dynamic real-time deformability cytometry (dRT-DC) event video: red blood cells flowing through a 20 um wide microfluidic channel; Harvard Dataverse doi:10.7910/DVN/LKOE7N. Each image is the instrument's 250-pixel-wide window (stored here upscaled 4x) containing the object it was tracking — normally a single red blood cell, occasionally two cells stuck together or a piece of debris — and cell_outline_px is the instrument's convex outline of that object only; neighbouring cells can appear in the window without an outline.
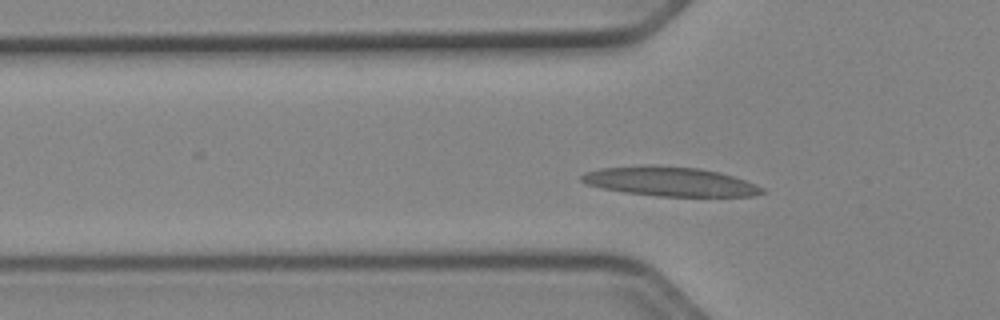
{"species": "Egyptian fruit bat (a non-hibernating species)", "species_latin": "Rousettus aegyptiacus", "temperature_condition": "cold", "stored_images_in_passage": 40, "camera_frame_rate_fps": 3000, "um_per_image_px": 0.085, "animal": {"sex": "female"}, "frame": {"image": 1, "passage_image": 4, "time_ms": 1.0, "image_size_px": [1000, 320], "cell_outline_px": [[764, 192], [756, 196], [660, 196], [624, 192], [584, 184], [580, 180], [580, 176], [584, 172], [600, 168], [652, 164], [700, 168], [720, 172], [756, 184], [764, 188]], "centroid_in_image_um": [56.93, 15.42], "position_along_channel_um": 68.9, "area_um2": 30.98}}
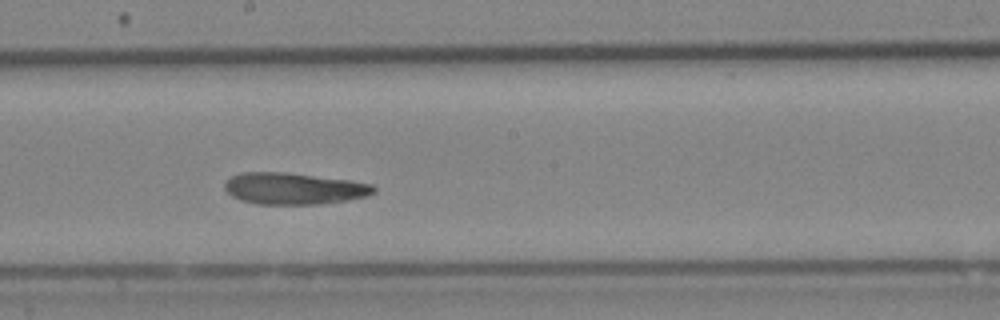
{"frame": {"image": 2, "passage_image": 16, "time_ms": 5.0, "image_size_px": [1000, 320], "cell_outline_px": [[376, 192], [368, 196], [320, 204], [256, 204], [240, 200], [232, 196], [224, 188], [224, 184], [232, 176], [240, 172], [284, 172], [348, 180], [372, 184], [376, 188]], "centroid_in_image_um": [24.96, 16.03], "position_along_channel_um": 223.2, "area_um2": 27.34}}
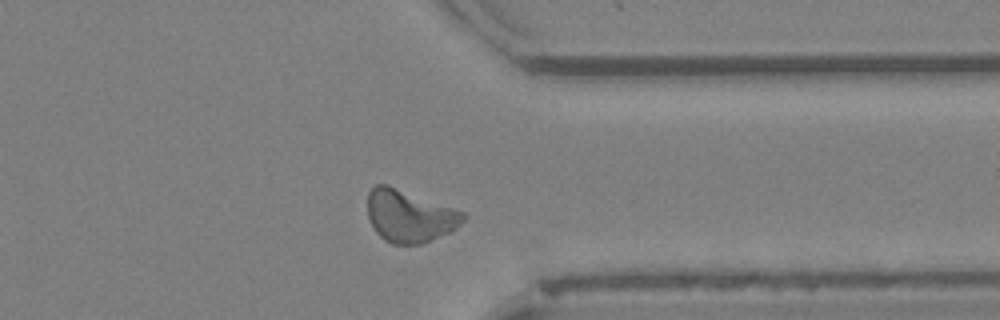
{"frame": {"image": 3, "passage_image": 28, "time_ms": 9.0, "image_size_px": [1000, 320], "cell_outline_px": [[468, 216], [456, 228], [448, 232], [420, 244], [392, 244], [384, 240], [372, 228], [368, 216], [368, 192], [376, 184], [388, 184], [464, 212]], "centroid_in_image_um": [34.78, 18.35], "position_along_channel_um": 376.6, "area_um2": 29.02}, "authors_computed_cell_mechanics": {"area_um2": 27.5128, "velocity_mm_per_s": 3.8915, "shape_relaxation_time_tau1_ms": 7.3398, "shape_relaxation_time_tau2_ms": 3.0963, "deformation_change_tau1": 0.1615, "deformation_change_tau2": 0.0962}}